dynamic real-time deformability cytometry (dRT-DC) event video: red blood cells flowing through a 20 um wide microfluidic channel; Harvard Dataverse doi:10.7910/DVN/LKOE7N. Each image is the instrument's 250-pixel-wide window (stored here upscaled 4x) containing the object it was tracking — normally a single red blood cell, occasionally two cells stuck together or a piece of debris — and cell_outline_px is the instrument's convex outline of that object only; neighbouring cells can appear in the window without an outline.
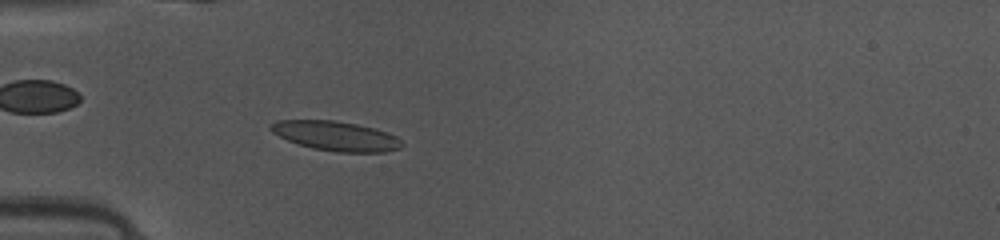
{"species": "common noctule bat (a hibernating species)", "species_latin": "Nyctalus noctula", "temperature_condition": "warm", "stored_images_in_passage": 35, "camera_frame_rate_fps": 3000, "um_per_image_px": 0.085, "animal": {"sex": "female", "body_mass_g": 10.0, "forearm_length_mm": 53.1}, "frame": {"image": 1, "passage_image": 3, "time_ms": 0.667, "image_size_px": [1000, 240], "cell_outline_px": [[404, 144], [400, 148], [384, 152], [336, 152], [312, 148], [288, 140], [272, 132], [268, 128], [268, 124], [276, 120], [332, 120], [356, 124], [376, 128], [396, 136]], "centroid_in_image_um": [28.54, 11.55], "position_along_channel_um": 56.5, "area_um2": 22.6}}
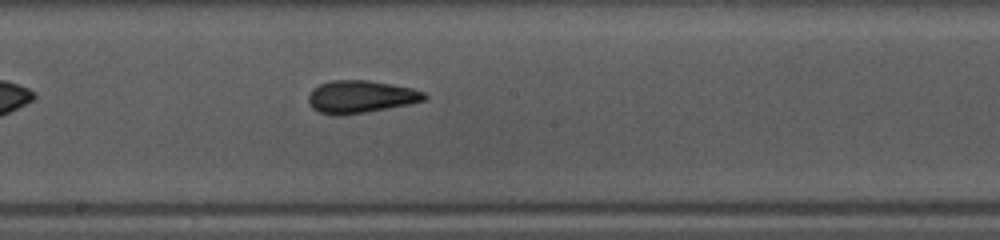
{"frame": {"image": 2, "passage_image": 15, "time_ms": 4.667, "image_size_px": [1000, 240], "cell_outline_px": [[428, 96], [424, 100], [408, 104], [364, 112], [340, 116], [332, 116], [320, 112], [312, 108], [308, 100], [308, 96], [312, 88], [320, 84], [332, 80], [368, 80], [412, 88], [424, 92]], "centroid_in_image_um": [30.61, 8.22], "position_along_channel_um": 217.6, "area_um2": 21.91}}
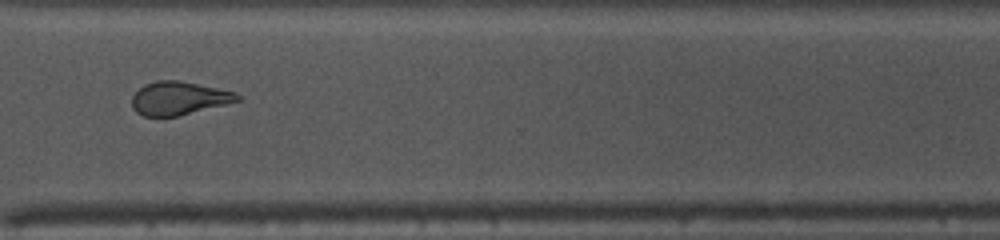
{"frame": {"image": 3, "passage_image": 25, "time_ms": 8.0, "image_size_px": [1000, 240], "cell_outline_px": [[244, 100], [176, 116], [144, 116], [136, 112], [132, 108], [132, 96], [144, 84], [156, 80], [180, 80], [236, 92]], "centroid_in_image_um": [15.22, 8.34], "position_along_channel_um": 355.4, "area_um2": 20.52}, "authors_computed_cell_mechanics": {"area_um2": 21.386, "velocity_mm_per_s": 4.1486, "shape_relaxation_time_tau1_ms": 6.3332, "shape_relaxation_time_tau2_ms": 1.6128, "deformation_change_tau1": 0.1784, "deformation_change_tau2": 0.0799}}